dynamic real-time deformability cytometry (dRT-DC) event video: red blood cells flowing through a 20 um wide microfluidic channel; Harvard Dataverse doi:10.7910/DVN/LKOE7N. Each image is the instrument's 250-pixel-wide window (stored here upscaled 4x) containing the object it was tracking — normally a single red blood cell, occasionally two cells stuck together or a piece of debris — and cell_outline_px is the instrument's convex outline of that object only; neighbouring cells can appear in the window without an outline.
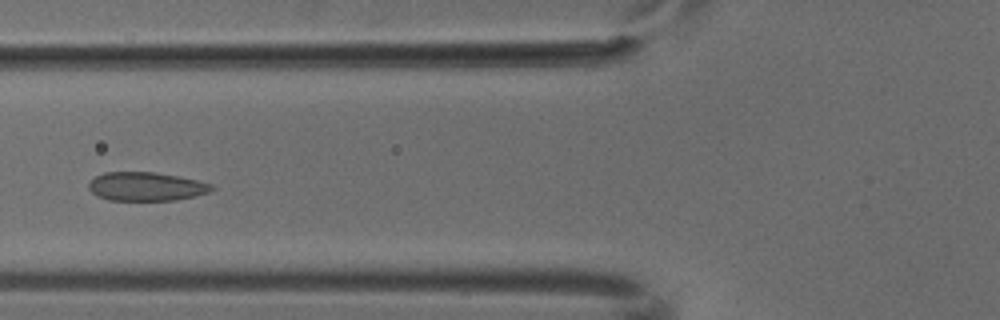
{"species": "common noctule bat (a hibernating species)", "species_latin": "Nyctalus noctula", "temperature_condition": "cold", "stored_images_in_passage": 6, "camera_frame_rate_fps": 3000, "um_per_image_px": 0.085, "animal": {"sex": "male", "body_mass_g": 18.8}, "frame": {"image": 1, "passage_image": 5, "time_ms": 1.333, "image_size_px": [1000, 320], "cell_outline_px": [[216, 188], [208, 192], [196, 196], [176, 200], [108, 200], [96, 196], [88, 188], [88, 184], [96, 176], [104, 172], [156, 172], [196, 180], [212, 184]], "centroid_in_image_um": [12.42, 15.86], "position_along_channel_um": 113.4, "area_um2": 20.58}}
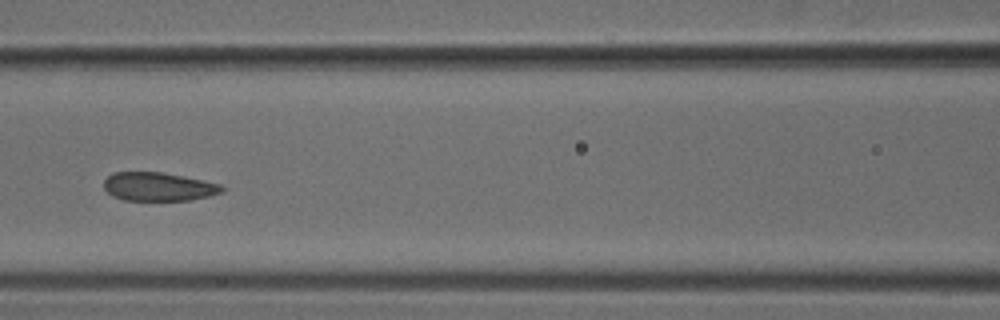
{"frame": {"image": 2, "passage_image": 6, "time_ms": 1.667, "image_size_px": [1000, 320], "cell_outline_px": [[224, 192], [212, 196], [192, 200], [124, 200], [112, 196], [104, 188], [104, 180], [112, 172], [160, 172], [184, 176], [220, 184], [224, 188]], "centroid_in_image_um": [13.49, 15.87], "position_along_channel_um": 153.1, "area_um2": 19.77}}